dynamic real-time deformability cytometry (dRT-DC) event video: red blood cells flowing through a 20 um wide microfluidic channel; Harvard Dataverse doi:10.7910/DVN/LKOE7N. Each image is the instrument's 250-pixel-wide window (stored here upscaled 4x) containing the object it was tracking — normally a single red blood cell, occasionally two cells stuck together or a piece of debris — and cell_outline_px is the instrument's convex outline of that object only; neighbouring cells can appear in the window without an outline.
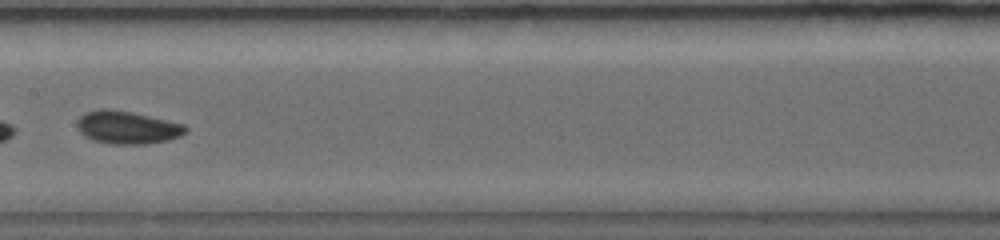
{"species": "common noctule bat (a hibernating species)", "species_latin": "Nyctalus noctula", "temperature_condition": "warm", "stored_images_in_passage": 21, "camera_frame_rate_fps": 5000, "um_per_image_px": 0.085, "animal": {"sex": "female", "body_mass_g": 19.0, "forearm_length_mm": 56.7}, "frame": {"image": 1, "passage_image": 10, "time_ms": 3.4, "image_size_px": [1000, 240], "cell_outline_px": [[188, 132], [180, 136], [168, 140], [144, 144], [112, 144], [92, 140], [84, 136], [80, 132], [76, 124], [76, 120], [84, 112], [100, 108], [132, 112], [184, 124], [188, 128]], "centroid_in_image_um": [10.8, 10.83], "position_along_channel_um": 196.6, "area_um2": 20.87}}